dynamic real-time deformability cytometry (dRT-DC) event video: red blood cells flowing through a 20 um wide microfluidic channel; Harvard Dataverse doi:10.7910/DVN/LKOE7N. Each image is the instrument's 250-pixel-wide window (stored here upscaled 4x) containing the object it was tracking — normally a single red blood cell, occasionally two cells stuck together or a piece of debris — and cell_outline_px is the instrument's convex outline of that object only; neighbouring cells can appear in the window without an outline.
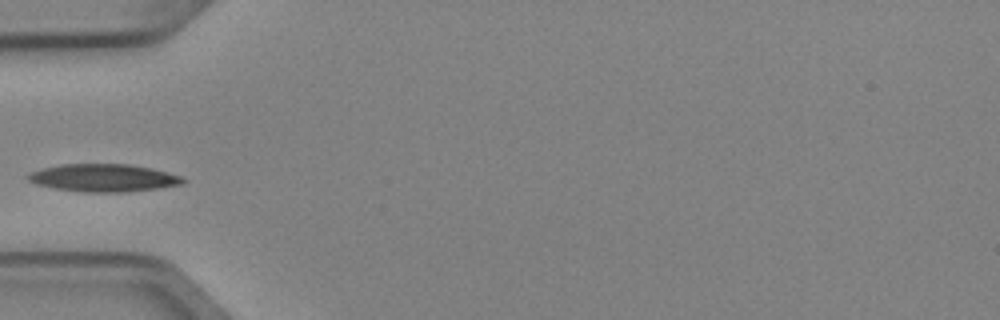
{"species": "Egyptian fruit bat (a non-hibernating species)", "species_latin": "Rousettus aegyptiacus", "temperature_condition": "cold", "stored_images_in_passage": 4, "camera_frame_rate_fps": 3000, "um_per_image_px": 0.085, "animal": {"sex": "female"}, "frame": {"image": 1, "passage_image": 3, "time_ms": 0.667, "image_size_px": [1000, 320], "cell_outline_px": [[188, 180], [184, 184], [156, 188], [124, 192], [84, 192], [52, 188], [36, 184], [28, 180], [24, 176], [28, 172], [40, 168], [60, 164], [128, 164], [152, 168], [184, 176]], "centroid_in_image_um": [8.78, 15.11], "position_along_channel_um": 76.2, "area_um2": 25.37}}
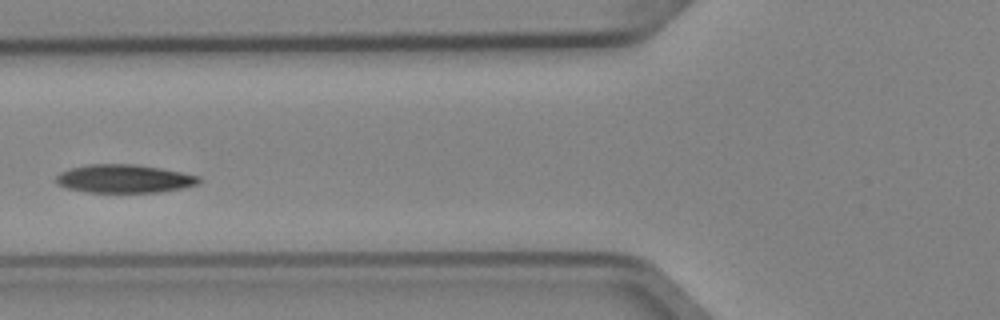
{"frame": {"image": 2, "passage_image": 4, "time_ms": 1.0, "image_size_px": [1000, 320], "cell_outline_px": [[204, 180], [200, 184], [184, 188], [160, 192], [88, 192], [64, 188], [56, 184], [52, 180], [60, 172], [68, 168], [88, 164], [136, 164], [160, 168], [200, 176]], "centroid_in_image_um": [10.54, 15.19], "position_along_channel_um": 115.3, "area_um2": 24.04}}